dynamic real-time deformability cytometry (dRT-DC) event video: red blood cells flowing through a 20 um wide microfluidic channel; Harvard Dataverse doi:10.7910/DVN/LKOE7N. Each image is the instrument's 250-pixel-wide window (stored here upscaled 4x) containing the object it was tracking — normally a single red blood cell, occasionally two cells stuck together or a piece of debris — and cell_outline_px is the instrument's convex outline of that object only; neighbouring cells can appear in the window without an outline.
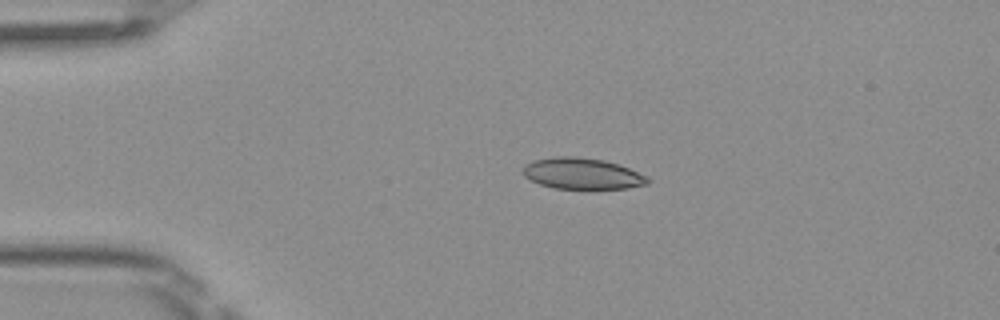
{"species": "Egyptian fruit bat (a non-hibernating species)", "species_latin": "Rousettus aegyptiacus", "temperature_condition": "room temperature", "stored_images_in_passage": 40, "camera_frame_rate_fps": 3000, "um_per_image_px": 0.085, "frame": {"image": 1, "passage_image": 1, "time_ms": 0.0, "image_size_px": [1000, 320], "cell_outline_px": [[652, 180], [648, 184], [628, 188], [588, 192], [552, 188], [540, 184], [524, 176], [524, 168], [532, 160], [556, 156], [572, 156], [604, 160], [620, 164], [648, 176]], "centroid_in_image_um": [49.57, 14.81], "position_along_channel_um": 35.4, "area_um2": 23.7}}
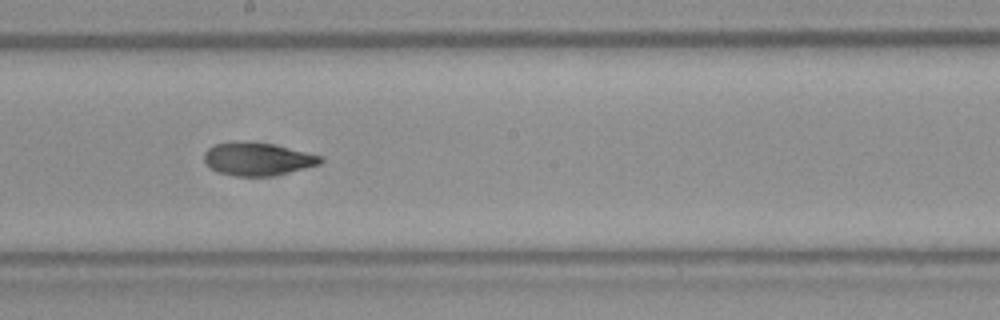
{"frame": {"image": 2, "passage_image": 18, "time_ms": 5.667, "image_size_px": [1000, 320], "cell_outline_px": [[324, 160], [320, 164], [272, 176], [236, 176], [220, 172], [212, 168], [204, 160], [204, 152], [208, 148], [216, 144], [232, 140], [244, 140], [272, 144], [324, 156]], "centroid_in_image_um": [21.9, 13.49], "position_along_channel_um": 226.3, "area_um2": 22.43}}
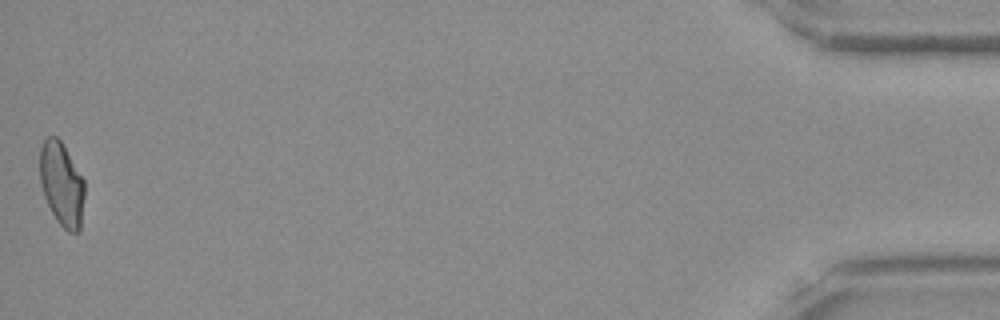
{"frame": {"image": 3, "passage_image": 40, "time_ms": 13.0, "image_size_px": [1000, 320], "cell_outline_px": [[84, 196], [80, 232], [68, 232], [56, 220], [44, 196], [40, 184], [40, 148], [44, 140], [48, 136], [56, 136], [60, 140], [84, 180]], "centroid_in_image_um": [5.24, 15.67], "position_along_channel_um": 430.0, "area_um2": 21.68}, "authors_computed_cell_mechanics": {"area_um2": 22.2241, "velocity_mm_per_s": 4.0661, "shape_relaxation_time_tau1_ms": null, "shape_relaxation_time_tau2_ms": 1.6465, "deformation_change_tau1": null, "deformation_change_tau2": 0.0816}}